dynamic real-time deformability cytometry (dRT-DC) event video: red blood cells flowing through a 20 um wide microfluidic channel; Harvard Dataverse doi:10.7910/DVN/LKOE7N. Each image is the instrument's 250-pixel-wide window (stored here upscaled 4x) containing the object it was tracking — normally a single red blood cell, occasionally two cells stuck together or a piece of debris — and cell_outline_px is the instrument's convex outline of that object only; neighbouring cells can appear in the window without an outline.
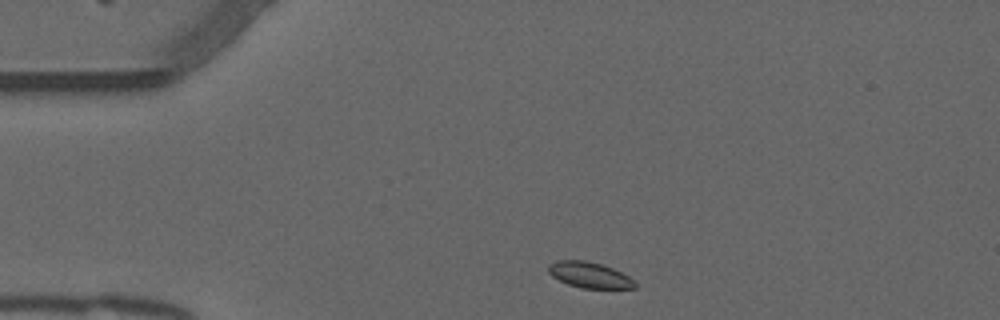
{"species": "common noctule bat (a hibernating species)", "species_latin": "Nyctalus noctula", "temperature_condition": "warm", "stored_images_in_passage": 43, "camera_frame_rate_fps": 3000, "um_per_image_px": 0.085, "animal": {"sex": "male", "forearm_length_mm": 52.5}, "frame": {"image": 1, "passage_image": 1, "time_ms": 0.0, "image_size_px": [1000, 320], "cell_outline_px": [[636, 288], [580, 288], [568, 284], [552, 276], [548, 272], [548, 264], [556, 260], [584, 260], [600, 264], [612, 268], [628, 276], [636, 284]], "centroid_in_image_um": [50.06, 23.36], "position_along_channel_um": 34.9, "area_um2": 12.89}}
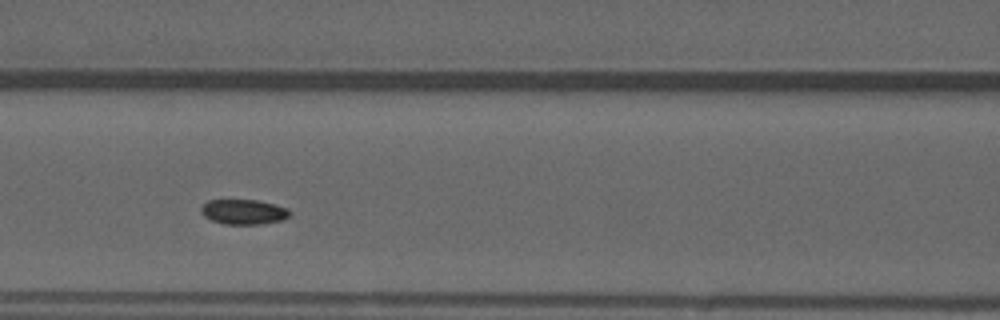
{"frame": {"image": 2, "passage_image": 13, "time_ms": 4.0, "image_size_px": [1000, 320], "cell_outline_px": [[292, 212], [288, 216], [280, 220], [260, 224], [224, 224], [212, 220], [204, 216], [200, 212], [200, 208], [208, 200], [256, 200], [276, 204], [288, 208]], "centroid_in_image_um": [20.7, 18.0], "position_along_channel_um": 145.9, "area_um2": 12.89}}
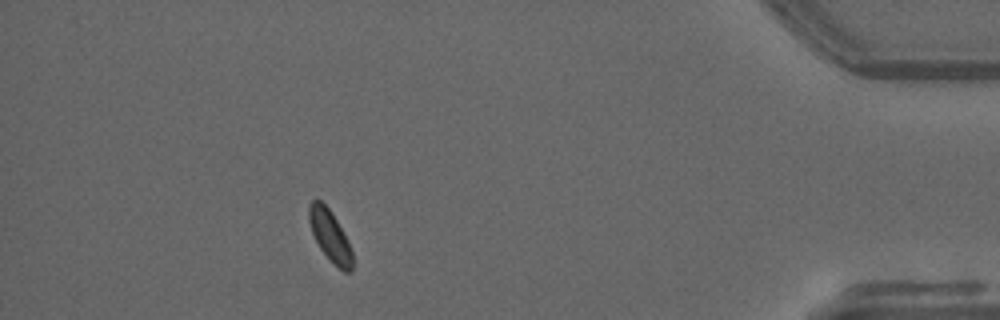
{"frame": {"image": 3, "passage_image": 38, "time_ms": 12.333, "image_size_px": [1000, 320], "cell_outline_px": [[352, 272], [344, 272], [320, 248], [312, 232], [308, 220], [308, 204], [312, 200], [320, 200], [332, 212], [348, 240], [352, 252]], "centroid_in_image_um": [28.04, 19.99], "position_along_channel_um": 407.2, "area_um2": 12.72}}